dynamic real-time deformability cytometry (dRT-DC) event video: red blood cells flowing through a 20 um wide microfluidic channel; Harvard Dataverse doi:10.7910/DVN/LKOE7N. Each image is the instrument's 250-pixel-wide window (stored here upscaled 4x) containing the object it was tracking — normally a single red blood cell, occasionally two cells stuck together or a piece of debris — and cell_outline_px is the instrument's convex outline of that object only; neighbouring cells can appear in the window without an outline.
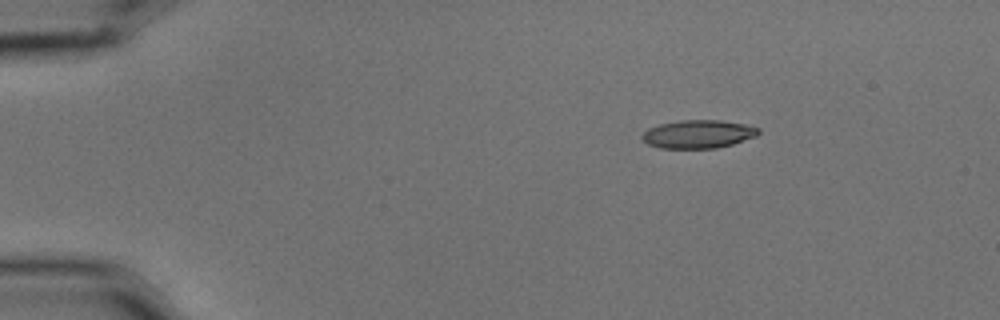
{"species": "common noctule bat (a hibernating species)", "species_latin": "Nyctalus noctula", "temperature_condition": "cold", "stored_images_in_passage": 9, "camera_frame_rate_fps": 3000, "um_per_image_px": 0.085, "animal": {"sex": "male", "body_mass_g": 15.6}, "frame": {"image": 1, "passage_image": 1, "time_ms": 0.0, "image_size_px": [1000, 320], "cell_outline_px": [[760, 132], [756, 136], [732, 144], [716, 148], [660, 148], [648, 144], [640, 136], [648, 128], [660, 124], [680, 120], [720, 120], [744, 124], [760, 128]], "centroid_in_image_um": [59.34, 11.39], "position_along_channel_um": 25.7, "area_um2": 19.07}}